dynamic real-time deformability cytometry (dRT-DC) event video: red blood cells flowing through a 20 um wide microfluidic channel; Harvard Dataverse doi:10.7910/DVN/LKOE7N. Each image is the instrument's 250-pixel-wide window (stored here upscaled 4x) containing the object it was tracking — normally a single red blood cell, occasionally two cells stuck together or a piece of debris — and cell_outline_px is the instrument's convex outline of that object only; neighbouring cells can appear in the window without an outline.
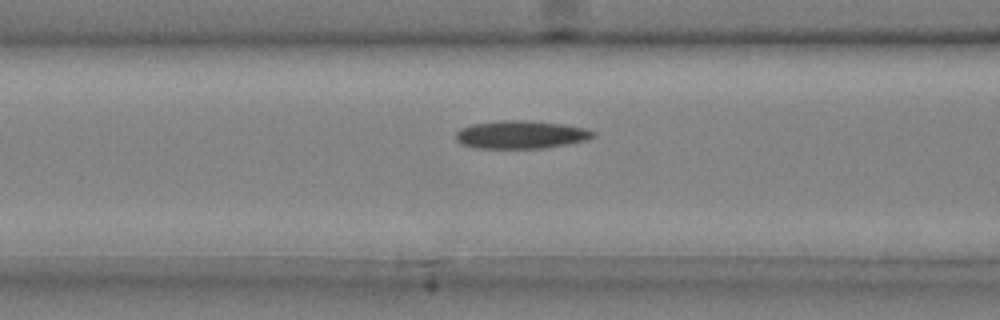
{"species": "common noctule bat (a hibernating species)", "species_latin": "Nyctalus noctula", "temperature_condition": "cold", "stored_images_in_passage": 35, "camera_frame_rate_fps": 3000, "um_per_image_px": 0.085, "animal": {"sex": "male", "body_mass_g": 20.4}, "frame": {"image": 1, "passage_image": 11, "time_ms": 3.333, "image_size_px": [1000, 320], "cell_outline_px": [[596, 136], [588, 140], [544, 148], [476, 148], [460, 144], [456, 140], [456, 132], [460, 128], [472, 124], [500, 120], [528, 120], [564, 124], [584, 128], [596, 132]], "centroid_in_image_um": [44.28, 11.44], "position_along_channel_um": 122.3, "area_um2": 22.6}}
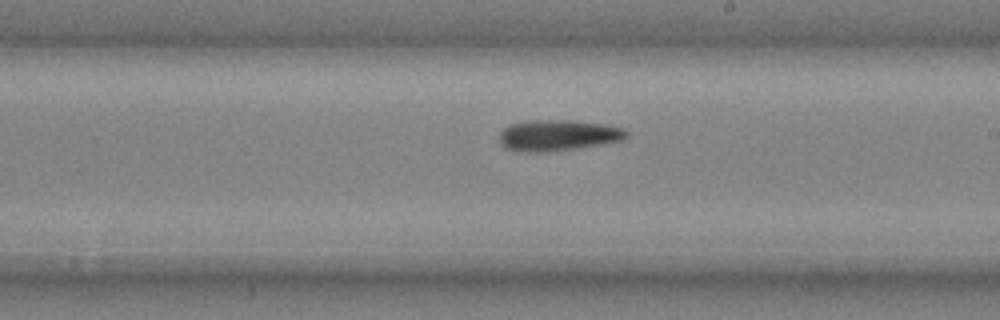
{"frame": {"image": 2, "passage_image": 20, "time_ms": 6.333, "image_size_px": [1000, 320], "cell_outline_px": [[628, 136], [620, 140], [600, 144], [576, 148], [548, 152], [516, 152], [504, 148], [500, 144], [500, 132], [504, 128], [512, 124], [524, 120], [572, 120], [604, 124], [624, 128], [628, 132]], "centroid_in_image_um": [47.38, 11.5], "position_along_channel_um": 241.6, "area_um2": 23.12}}
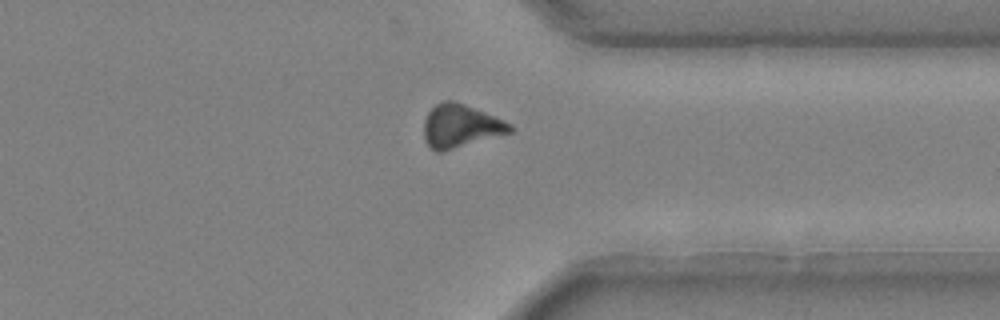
{"frame": {"image": 3, "passage_image": 30, "time_ms": 9.667, "image_size_px": [1000, 320], "cell_outline_px": [[512, 132], [444, 152], [436, 152], [428, 148], [424, 140], [424, 120], [428, 112], [440, 100], [452, 100], [464, 104], [484, 112], [512, 124]], "centroid_in_image_um": [39.1, 10.74], "position_along_channel_um": 372.3, "area_um2": 21.85}}